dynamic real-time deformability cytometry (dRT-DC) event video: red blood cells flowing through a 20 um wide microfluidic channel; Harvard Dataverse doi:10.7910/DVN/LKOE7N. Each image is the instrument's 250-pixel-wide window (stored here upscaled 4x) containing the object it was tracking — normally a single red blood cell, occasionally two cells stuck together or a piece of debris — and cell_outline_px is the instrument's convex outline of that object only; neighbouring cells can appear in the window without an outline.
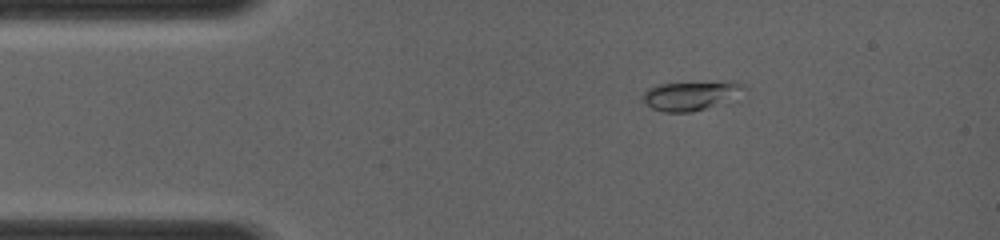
{"species": "common noctule bat (a hibernating species)", "species_latin": "Nyctalus noctula", "temperature_condition": "room temperature", "stored_images_in_passage": 23, "camera_frame_rate_fps": 4000, "um_per_image_px": 0.085, "animal": {"sex": "female", "body_mass_g": 19.0, "forearm_length_mm": 56.7}, "frame": {"image": 1, "passage_image": 1, "time_ms": 0.0, "image_size_px": [1000, 240], "cell_outline_px": [[748, 88], [732, 104], [692, 112], [664, 112], [652, 108], [640, 100], [644, 92], [648, 88], [660, 84], [732, 80], [736, 80]], "centroid_in_image_um": [58.88, 8.13], "position_along_channel_um": 26.1, "area_um2": 18.44}}